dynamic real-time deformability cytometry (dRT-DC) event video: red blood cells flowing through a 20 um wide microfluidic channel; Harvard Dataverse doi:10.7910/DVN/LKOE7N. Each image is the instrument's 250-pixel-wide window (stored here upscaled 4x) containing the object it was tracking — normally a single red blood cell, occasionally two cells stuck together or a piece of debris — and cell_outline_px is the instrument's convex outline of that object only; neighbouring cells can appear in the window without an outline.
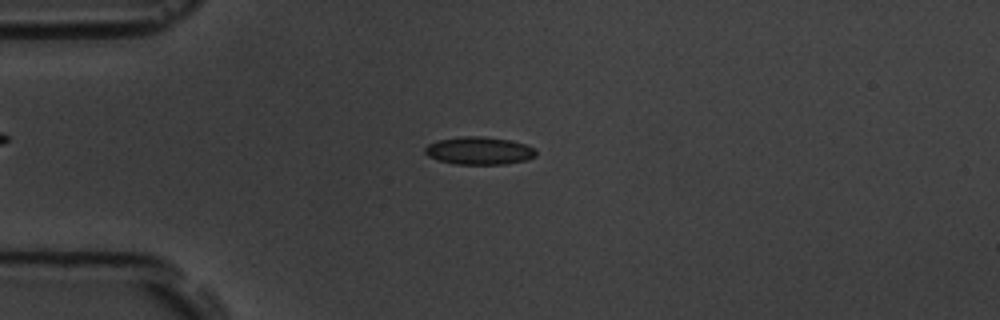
{"species": "common noctule bat (a hibernating species)", "species_latin": "Nyctalus noctula", "temperature_condition": "room temperature", "stored_images_in_passage": 6, "camera_frame_rate_fps": 3000, "um_per_image_px": 0.085, "animal": {"sex": "male", "body_mass_g": 19.5, "forearm_length_mm": 54.6}, "frame": {"image": 1, "passage_image": 4, "time_ms": 3.333, "image_size_px": [1000, 320], "cell_outline_px": [[536, 156], [528, 160], [508, 164], [452, 164], [428, 156], [424, 152], [424, 148], [428, 144], [436, 140], [460, 136], [484, 136], [512, 140], [524, 144], [532, 148], [536, 152]], "centroid_in_image_um": [40.72, 12.8], "position_along_channel_um": 44.3, "area_um2": 18.15}}
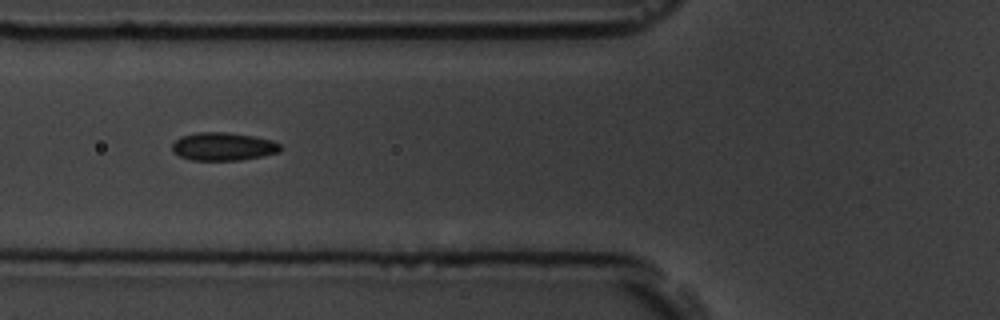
{"frame": {"image": 2, "passage_image": 6, "time_ms": 5.667, "image_size_px": [1000, 320], "cell_outline_px": [[284, 148], [280, 152], [240, 160], [192, 160], [180, 156], [172, 152], [172, 144], [180, 136], [196, 132], [224, 132], [252, 136], [272, 140], [280, 144]], "centroid_in_image_um": [18.97, 12.45], "position_along_channel_um": 106.8, "area_um2": 17.74}}